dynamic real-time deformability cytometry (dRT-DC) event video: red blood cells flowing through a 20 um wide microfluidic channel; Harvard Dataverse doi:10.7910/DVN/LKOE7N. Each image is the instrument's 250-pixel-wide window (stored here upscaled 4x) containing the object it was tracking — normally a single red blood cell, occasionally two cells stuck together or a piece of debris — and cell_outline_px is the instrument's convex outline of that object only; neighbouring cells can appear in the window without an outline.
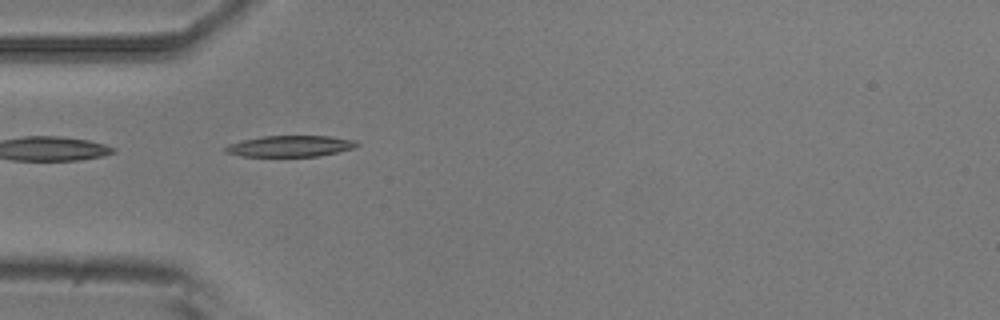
{"species": "common noctule bat (a hibernating species)", "species_latin": "Nyctalus noctula", "temperature_condition": "room temperature", "stored_images_in_passage": 28, "camera_frame_rate_fps": 3000, "um_per_image_px": 0.085, "animal": {"sex": "male", "body_mass_g": 20.5, "forearm_length_mm": 52.5}, "frame": {"image": 1, "passage_image": 1, "time_ms": 0.0, "image_size_px": [1000, 320], "cell_outline_px": [[360, 144], [356, 148], [320, 156], [240, 156], [224, 152], [224, 148], [228, 144], [244, 140], [264, 136], [328, 136], [356, 140]], "centroid_in_image_um": [24.71, 12.42], "position_along_channel_um": 60.3, "area_um2": 16.24}}
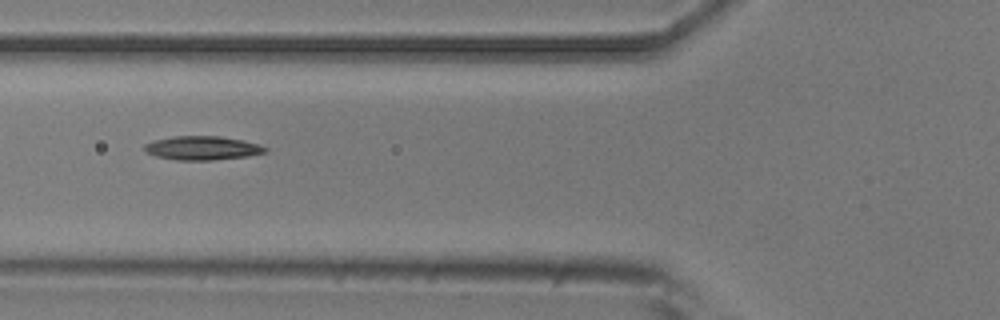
{"frame": {"image": 2, "passage_image": 5, "time_ms": 1.333, "image_size_px": [1000, 320], "cell_outline_px": [[268, 152], [248, 156], [212, 160], [176, 160], [156, 156], [144, 152], [144, 144], [156, 140], [172, 136], [220, 136], [244, 140], [260, 144], [268, 148]], "centroid_in_image_um": [17.23, 12.58], "position_along_channel_um": 108.6, "area_um2": 16.94}, "authors_computed_cell_mechanics": {"area_um2": 16.2707, "velocity_mm_per_s": 3.7206, "shape_relaxation_time_tau1_ms": 6.5264, "shape_relaxation_time_tau2_ms": 5.5893, "deformation_change_tau1": 0.221, "deformation_change_tau2": 0.1346}}